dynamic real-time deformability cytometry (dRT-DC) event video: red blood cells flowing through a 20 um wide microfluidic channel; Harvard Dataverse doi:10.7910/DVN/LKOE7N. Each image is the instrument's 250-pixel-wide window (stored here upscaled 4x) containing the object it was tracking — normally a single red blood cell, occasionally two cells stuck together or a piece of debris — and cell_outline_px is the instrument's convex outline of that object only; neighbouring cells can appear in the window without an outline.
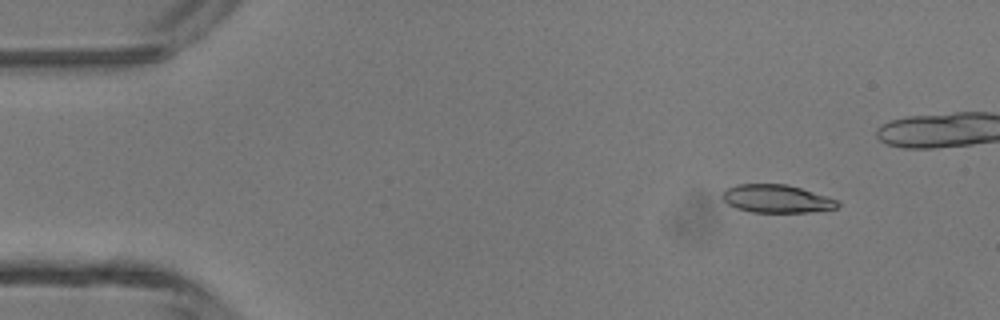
{"species": "common noctule bat (a hibernating species)", "species_latin": "Nyctalus noctula", "temperature_condition": "room temperature", "stored_images_in_passage": 34, "camera_frame_rate_fps": 3000, "um_per_image_px": 0.085, "animal": {"sex": "male", "body_mass_g": 13.3}, "frame": {"image": 1, "passage_image": 1, "time_ms": 0.0, "image_size_px": [1000, 320], "cell_outline_px": [[840, 204], [836, 208], [808, 212], [752, 212], [736, 208], [728, 204], [720, 196], [728, 188], [736, 184], [788, 184], [840, 200]], "centroid_in_image_um": [66.03, 16.89], "position_along_channel_um": 19.0, "area_um2": 18.84}}
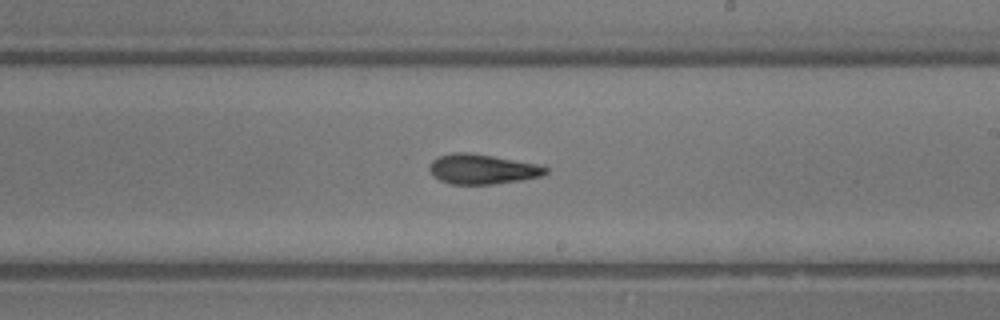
{"frame": {"image": 2, "passage_image": 23, "time_ms": 7.333, "image_size_px": [1000, 320], "cell_outline_px": [[548, 172], [540, 176], [520, 180], [492, 184], [452, 184], [440, 180], [432, 176], [428, 168], [432, 160], [440, 156], [452, 152], [468, 152], [492, 156], [536, 164], [548, 168]], "centroid_in_image_um": [40.94, 14.37], "position_along_channel_um": 248.1, "area_um2": 20.06}}
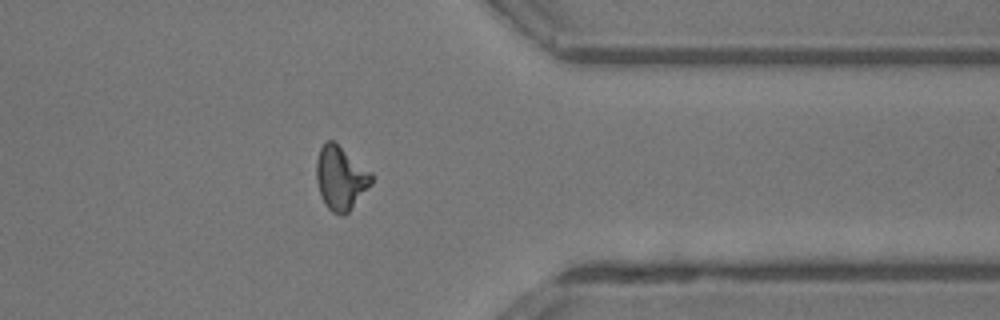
{"frame": {"image": 3, "passage_image": 33, "time_ms": 10.667, "image_size_px": [1000, 320], "cell_outline_px": [[372, 184], [348, 212], [344, 216], [340, 216], [332, 212], [324, 204], [320, 196], [316, 180], [316, 160], [320, 148], [328, 140], [332, 140], [372, 172]], "centroid_in_image_um": [28.94, 15.16], "position_along_channel_um": 382.5, "area_um2": 20.46}}